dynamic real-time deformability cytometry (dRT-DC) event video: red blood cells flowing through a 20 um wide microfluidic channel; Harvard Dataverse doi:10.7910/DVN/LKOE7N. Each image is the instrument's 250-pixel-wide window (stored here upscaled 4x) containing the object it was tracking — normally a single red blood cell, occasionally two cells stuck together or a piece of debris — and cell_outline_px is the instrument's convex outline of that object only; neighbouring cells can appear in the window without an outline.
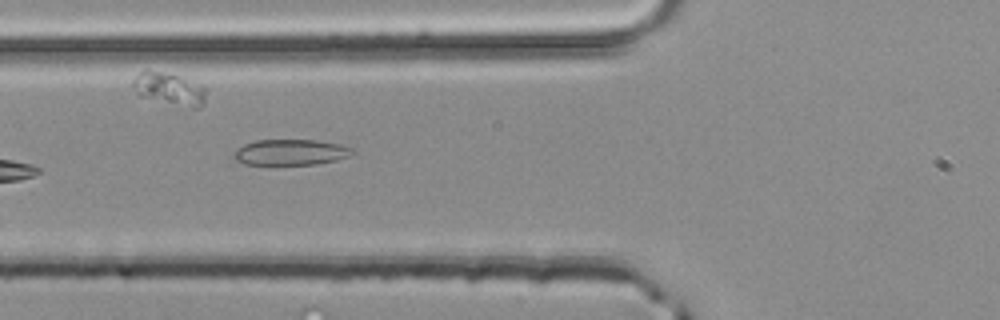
{"species": "common noctule bat (a hibernating species)", "species_latin": "Nyctalus noctula", "temperature_condition": "room temperature", "stored_images_in_passage": 4, "camera_frame_rate_fps": 3000, "um_per_image_px": 0.085, "animal": {"sex": "male", "body_mass_g": 20.4}, "frame": {"image": 1, "passage_image": 4, "time_ms": 1.0, "image_size_px": [1000, 320], "cell_outline_px": [[356, 152], [348, 156], [336, 160], [316, 164], [244, 164], [236, 160], [232, 156], [244, 144], [256, 140], [316, 140], [340, 144], [356, 148]], "centroid_in_image_um": [24.77, 12.93], "position_along_channel_um": 101.0, "area_um2": 17.74}}